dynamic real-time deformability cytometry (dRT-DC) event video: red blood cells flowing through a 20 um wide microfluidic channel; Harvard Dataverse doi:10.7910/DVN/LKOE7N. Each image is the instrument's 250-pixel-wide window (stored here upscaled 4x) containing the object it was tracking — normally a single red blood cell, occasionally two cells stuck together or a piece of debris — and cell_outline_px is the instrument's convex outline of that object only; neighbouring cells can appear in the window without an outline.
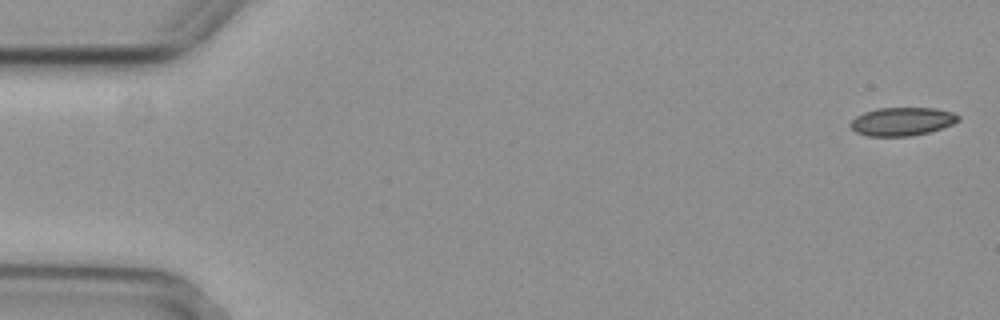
{"species": "common noctule bat (a hibernating species)", "species_latin": "Nyctalus noctula", "temperature_condition": "cold", "stored_images_in_passage": 4, "camera_frame_rate_fps": 3000, "um_per_image_px": 0.085, "animal": {"sex": "female", "body_mass_g": 29.2, "forearm_length_mm": 56.3}, "frame": {"image": 1, "passage_image": 1, "time_ms": 0.0, "image_size_px": [1000, 320], "cell_outline_px": [[960, 120], [952, 124], [928, 132], [912, 136], [868, 136], [856, 132], [848, 124], [856, 116], [864, 112], [876, 108], [936, 108], [952, 112], [960, 116]], "centroid_in_image_um": [76.66, 10.32], "position_along_channel_um": 8.3, "area_um2": 17.8}}